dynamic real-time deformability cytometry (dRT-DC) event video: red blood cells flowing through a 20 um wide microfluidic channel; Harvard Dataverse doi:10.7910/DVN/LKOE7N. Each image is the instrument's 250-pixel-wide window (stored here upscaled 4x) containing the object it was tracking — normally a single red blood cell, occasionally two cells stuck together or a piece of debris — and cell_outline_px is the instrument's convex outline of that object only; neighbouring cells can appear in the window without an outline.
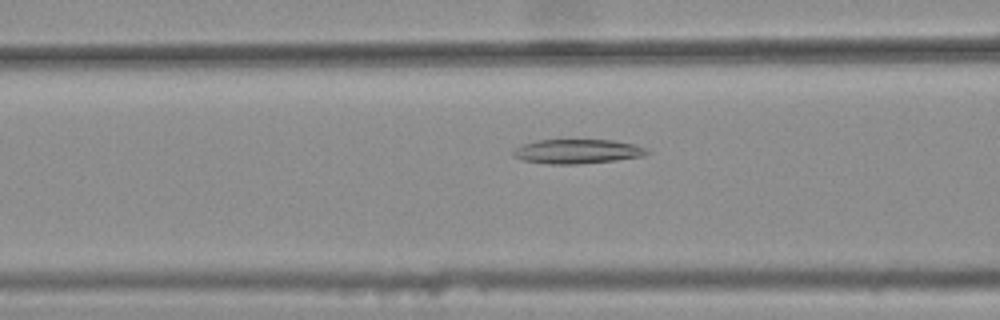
{"species": "common noctule bat (a hibernating species)", "species_latin": "Nyctalus noctula", "temperature_condition": "warm", "stored_images_in_passage": 30, "camera_frame_rate_fps": 3000, "um_per_image_px": 0.085, "animal": {"sex": "female", "body_mass_g": 25.1}, "frame": {"image": 1, "passage_image": 8, "time_ms": 2.333, "image_size_px": [1000, 320], "cell_outline_px": [[652, 152], [644, 156], [616, 160], [576, 164], [548, 164], [524, 160], [516, 156], [512, 152], [520, 144], [536, 140], [612, 140], [632, 144], [648, 148]], "centroid_in_image_um": [49.11, 12.86], "position_along_channel_um": 117.5, "area_um2": 18.96}}
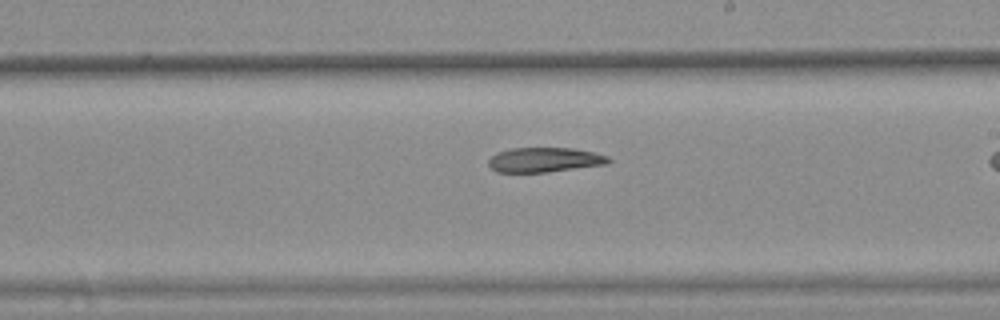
{"frame": {"image": 2, "passage_image": 18, "time_ms": 5.667, "image_size_px": [1000, 320], "cell_outline_px": [[612, 160], [608, 164], [548, 172], [496, 172], [488, 164], [488, 160], [496, 152], [512, 148], [572, 148], [592, 152], [608, 156]], "centroid_in_image_um": [46.29, 13.58], "position_along_channel_um": 242.7, "area_um2": 17.28}}
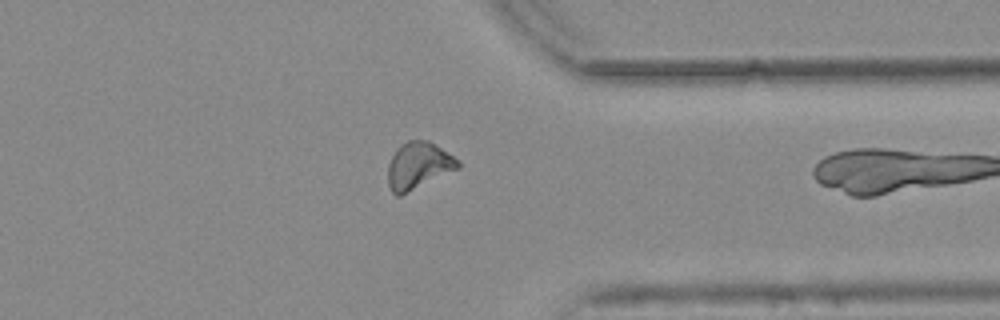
{"frame": {"image": 3, "passage_image": 29, "time_ms": 9.333, "image_size_px": [1000, 320], "cell_outline_px": [[460, 168], [400, 196], [396, 196], [392, 192], [388, 184], [388, 164], [396, 148], [400, 144], [408, 140], [428, 140], [452, 156], [460, 164]], "centroid_in_image_um": [35.53, 14.09], "position_along_channel_um": 375.9, "area_um2": 19.02}}